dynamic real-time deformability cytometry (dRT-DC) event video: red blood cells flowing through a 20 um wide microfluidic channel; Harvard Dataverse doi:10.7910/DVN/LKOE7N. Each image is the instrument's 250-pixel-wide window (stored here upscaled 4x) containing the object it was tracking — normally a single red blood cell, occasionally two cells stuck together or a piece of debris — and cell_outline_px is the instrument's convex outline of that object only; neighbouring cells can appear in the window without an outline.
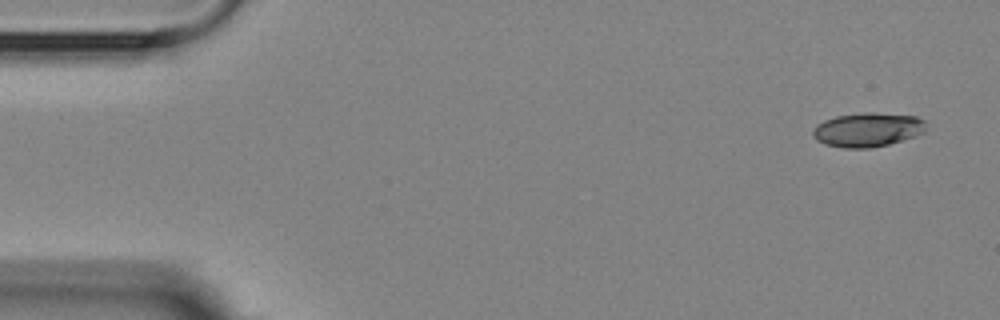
{"species": "Egyptian fruit bat (a non-hibernating species)", "species_latin": "Rousettus aegyptiacus", "temperature_condition": "room temperature", "stored_images_in_passage": 3, "camera_frame_rate_fps": 3000, "um_per_image_px": 0.085, "animal": {"sex": "female"}, "frame": {"image": 1, "passage_image": 1, "time_ms": 0.0, "image_size_px": [1000, 320], "cell_outline_px": [[924, 132], [916, 136], [888, 144], [868, 148], [844, 148], [824, 144], [816, 140], [812, 136], [812, 132], [816, 124], [824, 120], [836, 116], [872, 112], [916, 116], [924, 120]], "centroid_in_image_um": [73.71, 11.03], "position_along_channel_um": 11.3, "area_um2": 22.43}}